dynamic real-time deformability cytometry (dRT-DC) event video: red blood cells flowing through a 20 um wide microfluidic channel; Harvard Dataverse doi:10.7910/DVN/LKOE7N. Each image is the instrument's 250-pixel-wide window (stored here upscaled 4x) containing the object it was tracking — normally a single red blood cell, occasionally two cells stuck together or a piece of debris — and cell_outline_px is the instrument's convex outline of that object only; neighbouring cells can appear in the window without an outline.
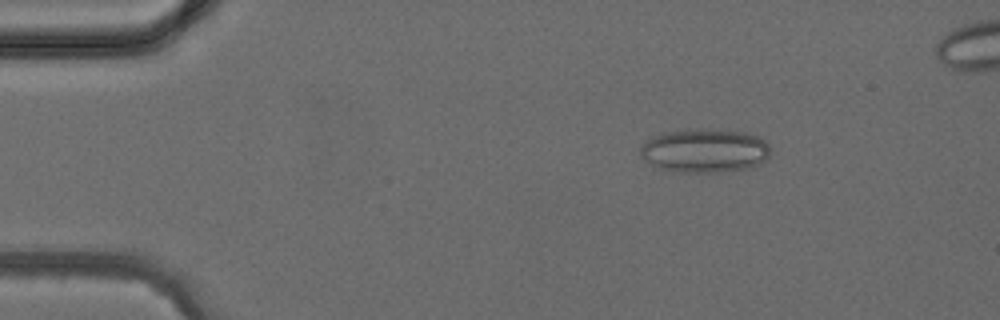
{"species": "common noctule bat (a hibernating species)", "species_latin": "Nyctalus noctula", "temperature_condition": "cold", "stored_images_in_passage": 4, "camera_frame_rate_fps": 3000, "um_per_image_px": 0.085, "animal": {"sex": "female", "body_mass_g": 24.6, "forearm_length_mm": 56.2}, "frame": {"image": 1, "passage_image": 2, "time_ms": 1.333, "image_size_px": [1000, 320], "cell_outline_px": [[768, 156], [760, 164], [748, 168], [720, 172], [676, 172], [664, 168], [640, 156], [640, 148], [644, 140], [668, 132], [700, 128], [716, 128], [744, 132], [760, 136], [768, 144]], "centroid_in_image_um": [59.94, 12.78], "position_along_channel_um": 25.1, "area_um2": 33.06}}